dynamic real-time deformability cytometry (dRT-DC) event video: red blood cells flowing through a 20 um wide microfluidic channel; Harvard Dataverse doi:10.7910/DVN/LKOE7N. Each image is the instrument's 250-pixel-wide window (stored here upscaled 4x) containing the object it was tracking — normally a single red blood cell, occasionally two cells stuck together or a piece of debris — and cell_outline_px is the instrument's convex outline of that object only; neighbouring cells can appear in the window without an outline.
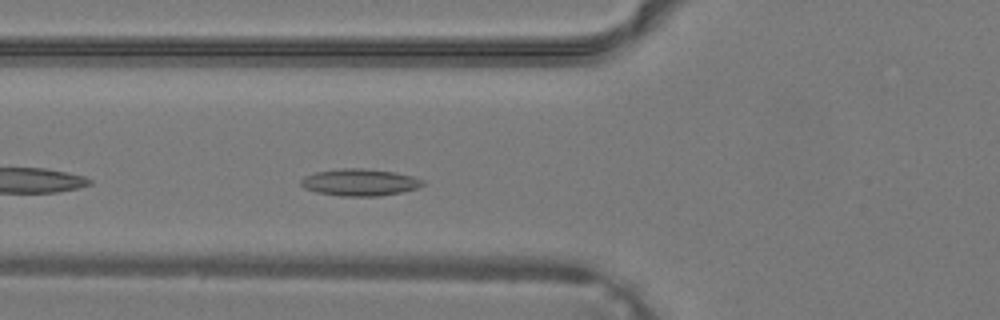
{"species": "common noctule bat (a hibernating species)", "species_latin": "Nyctalus noctula", "temperature_condition": "warm", "stored_images_in_passage": 31, "camera_frame_rate_fps": 3000, "um_per_image_px": 0.085, "animal": {"sex": "male", "body_mass_g": 19.2, "forearm_length_mm": 51.8}, "frame": {"image": 1, "passage_image": 6, "time_ms": 1.667, "image_size_px": [1000, 320], "cell_outline_px": [[424, 184], [416, 188], [400, 192], [380, 196], [340, 196], [316, 192], [304, 188], [300, 184], [300, 180], [304, 176], [316, 172], [340, 168], [364, 168], [396, 172], [412, 176], [424, 180]], "centroid_in_image_um": [30.55, 15.49], "position_along_channel_um": 95.2, "area_um2": 19.19}}
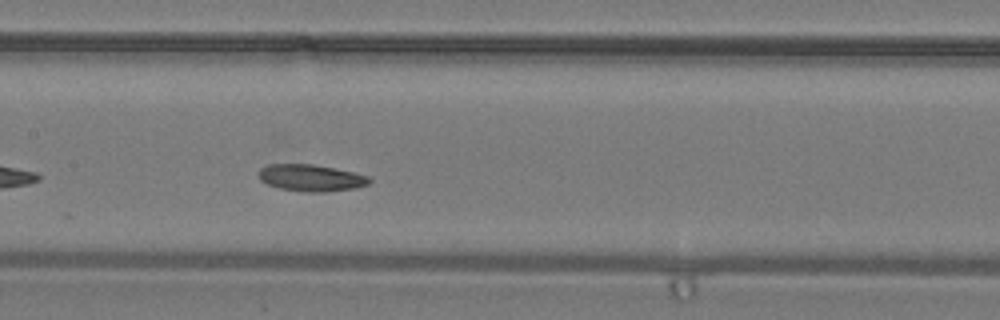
{"frame": {"image": 2, "passage_image": 11, "time_ms": 3.333, "image_size_px": [1000, 320], "cell_outline_px": [[372, 180], [368, 184], [352, 188], [324, 192], [304, 192], [280, 188], [268, 184], [260, 180], [260, 168], [268, 164], [312, 164], [352, 172], [368, 176]], "centroid_in_image_um": [26.42, 15.12], "position_along_channel_um": 181.0, "area_um2": 16.99}}
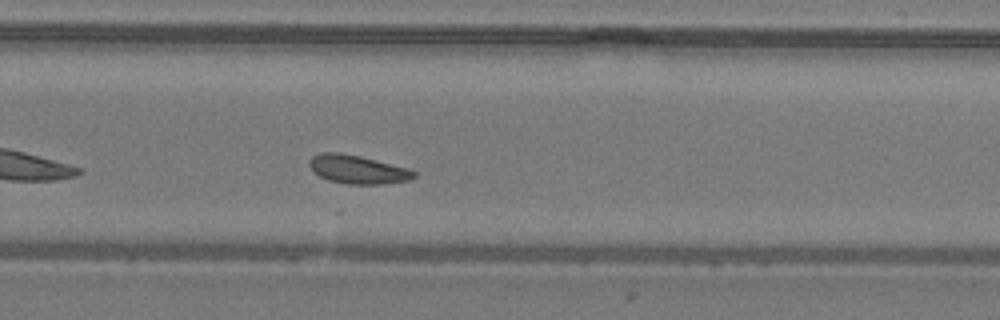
{"frame": {"image": 3, "passage_image": 18, "time_ms": 5.667, "image_size_px": [1000, 320], "cell_outline_px": [[416, 176], [408, 180], [384, 184], [348, 184], [328, 180], [320, 176], [308, 164], [308, 160], [312, 156], [320, 152], [340, 152], [360, 156], [408, 168], [416, 172]], "centroid_in_image_um": [30.39, 14.39], "position_along_channel_um": 299.4, "area_um2": 17.34}}